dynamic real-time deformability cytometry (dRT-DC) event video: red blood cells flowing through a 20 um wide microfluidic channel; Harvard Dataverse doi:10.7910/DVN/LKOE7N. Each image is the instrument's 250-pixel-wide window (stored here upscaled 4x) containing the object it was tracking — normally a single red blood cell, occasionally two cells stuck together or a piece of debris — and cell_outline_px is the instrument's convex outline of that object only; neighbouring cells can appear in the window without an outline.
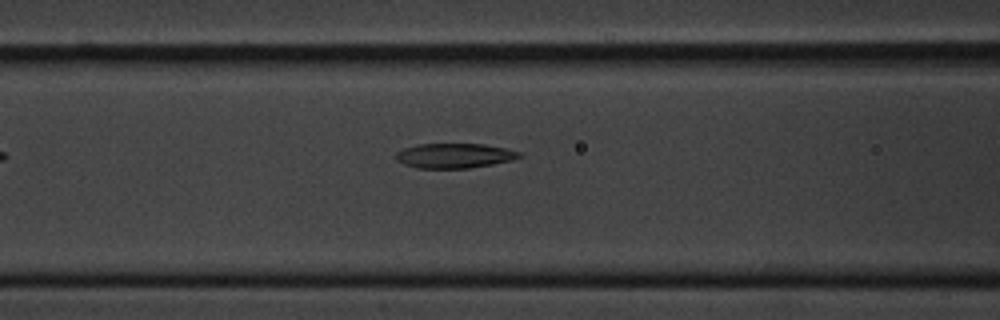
{"species": "common noctule bat (a hibernating species)", "species_latin": "Nyctalus noctula", "temperature_condition": "cold", "stored_images_in_passage": 5, "camera_frame_rate_fps": 3000, "um_per_image_px": 0.085, "animal": {"sex": "male", "body_mass_g": 20.1, "forearm_length_mm": 53.5}, "frame": {"image": 1, "passage_image": 5, "time_ms": 4.667, "image_size_px": [1000, 320], "cell_outline_px": [[524, 156], [512, 160], [492, 164], [468, 168], [416, 168], [404, 164], [396, 160], [396, 152], [404, 148], [416, 144], [484, 144], [504, 148], [520, 152]], "centroid_in_image_um": [38.61, 13.23], "position_along_channel_um": 128.0, "area_um2": 17.8}}